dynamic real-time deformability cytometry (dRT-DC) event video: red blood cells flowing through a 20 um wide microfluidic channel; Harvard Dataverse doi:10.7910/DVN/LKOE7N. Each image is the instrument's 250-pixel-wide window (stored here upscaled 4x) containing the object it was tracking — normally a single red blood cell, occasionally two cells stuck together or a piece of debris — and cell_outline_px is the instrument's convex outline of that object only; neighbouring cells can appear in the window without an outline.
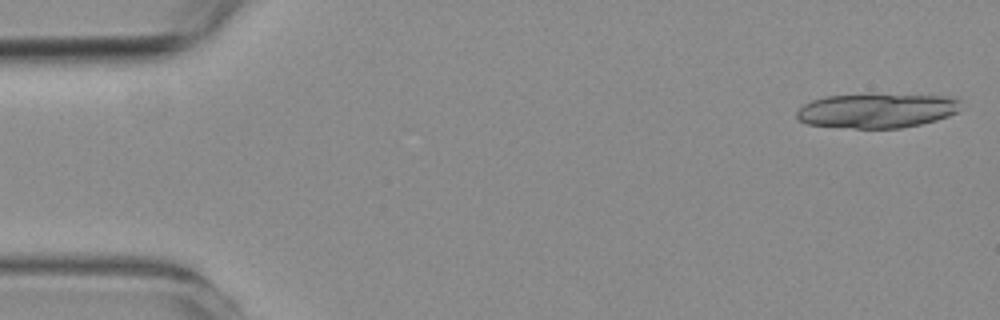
{"species": "common noctule bat (a hibernating species)", "species_latin": "Nyctalus noctula", "temperature_condition": "room temperature", "stored_images_in_passage": 10, "camera_frame_rate_fps": 3000, "um_per_image_px": 0.085, "animal": {"sex": "female", "body_mass_g": 19.3, "forearm_length_mm": 54.1}, "frame": {"image": 1, "passage_image": 2, "time_ms": 0.333, "image_size_px": [1000, 320], "cell_outline_px": [[960, 100], [956, 112], [948, 116], [936, 120], [920, 124], [900, 128], [856, 128], [808, 124], [800, 120], [796, 116], [796, 112], [804, 104], [812, 100], [824, 96], [952, 96]], "centroid_in_image_um": [74.51, 9.43], "position_along_channel_um": 10.5, "area_um2": 31.96}}